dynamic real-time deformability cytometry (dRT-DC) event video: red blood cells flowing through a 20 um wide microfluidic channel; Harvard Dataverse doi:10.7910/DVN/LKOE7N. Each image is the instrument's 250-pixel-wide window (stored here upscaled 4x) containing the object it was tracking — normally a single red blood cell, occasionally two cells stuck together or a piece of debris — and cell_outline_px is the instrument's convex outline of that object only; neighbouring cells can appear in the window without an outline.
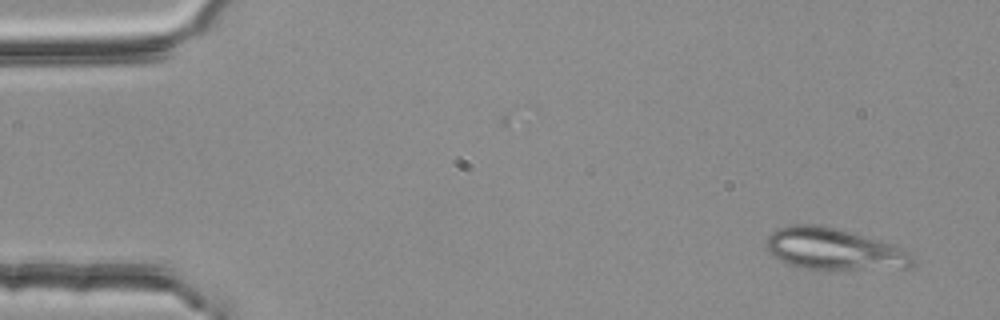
{"species": "common noctule bat (a hibernating species)", "species_latin": "Nyctalus noctula", "temperature_condition": "room temperature", "stored_images_in_passage": 14, "camera_frame_rate_fps": 3000, "um_per_image_px": 0.085, "animal": {"sex": "female", "body_mass_g": 25.1}, "frame": {"image": 1, "passage_image": 3, "time_ms": 0.667, "image_size_px": [1000, 320], "cell_outline_px": [[916, 256], [912, 264], [908, 268], [824, 272], [804, 268], [788, 264], [772, 256], [768, 252], [764, 244], [768, 236], [772, 232], [780, 228], [792, 224], [820, 224], [836, 228], [896, 244], [912, 252]], "centroid_in_image_um": [70.94, 21.22], "position_along_channel_um": 14.1, "area_um2": 37.05}}